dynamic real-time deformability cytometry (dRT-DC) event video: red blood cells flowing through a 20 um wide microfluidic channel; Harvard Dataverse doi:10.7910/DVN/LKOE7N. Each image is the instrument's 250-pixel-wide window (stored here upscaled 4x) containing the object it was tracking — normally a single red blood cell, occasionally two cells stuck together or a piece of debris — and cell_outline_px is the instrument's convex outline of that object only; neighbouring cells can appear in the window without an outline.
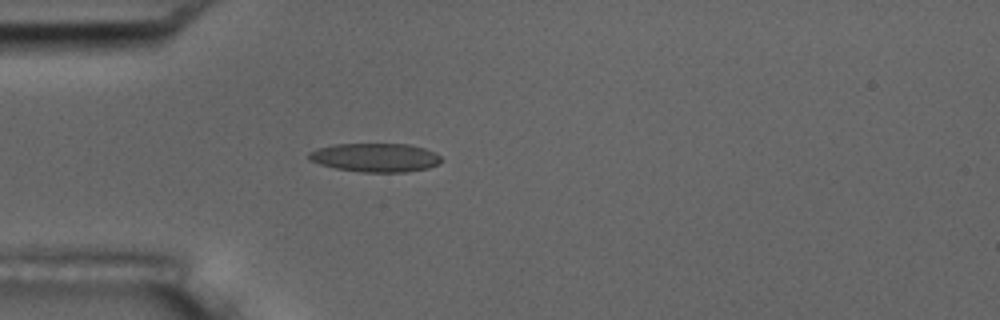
{"species": "common noctule bat (a hibernating species)", "species_latin": "Nyctalus noctula", "temperature_condition": "room temperature", "stored_images_in_passage": 2, "camera_frame_rate_fps": 3000, "um_per_image_px": 0.085, "animal": {"sex": "male", "body_mass_g": 17.5, "forearm_length_mm": 52.3}, "frame": {"image": 1, "passage_image": 2, "time_ms": 1.333, "image_size_px": [1000, 320], "cell_outline_px": [[444, 160], [440, 164], [428, 168], [404, 172], [364, 172], [336, 168], [320, 164], [312, 160], [308, 156], [308, 152], [316, 148], [332, 144], [408, 144], [424, 148], [440, 156]], "centroid_in_image_um": [31.92, 13.38], "position_along_channel_um": 53.1, "area_um2": 22.14}}